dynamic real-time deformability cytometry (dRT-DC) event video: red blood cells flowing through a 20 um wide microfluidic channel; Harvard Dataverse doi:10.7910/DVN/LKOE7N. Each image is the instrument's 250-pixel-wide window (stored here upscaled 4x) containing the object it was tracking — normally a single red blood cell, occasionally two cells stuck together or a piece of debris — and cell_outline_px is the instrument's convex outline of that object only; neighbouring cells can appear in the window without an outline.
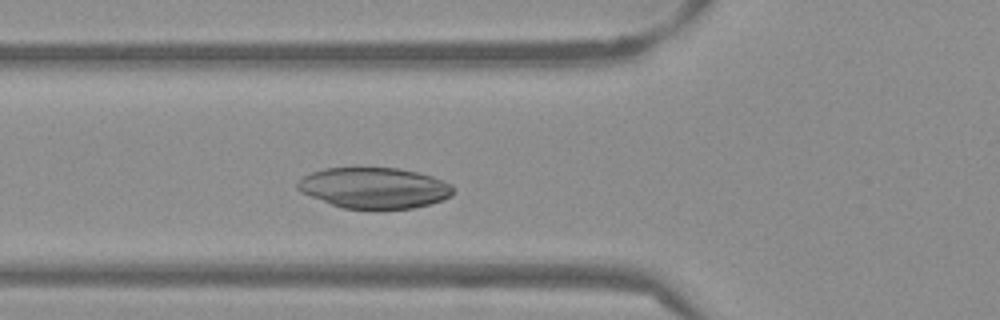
{"species": "Egyptian fruit bat (a non-hibernating species)", "species_latin": "Rousettus aegyptiacus", "temperature_condition": "warm", "stored_images_in_passage": 47, "camera_frame_rate_fps": 3000, "um_per_image_px": 0.085, "frame": {"image": 1, "passage_image": 13, "time_ms": 4.0, "image_size_px": [1000, 320], "cell_outline_px": [[452, 196], [444, 200], [412, 208], [344, 208], [332, 204], [300, 192], [296, 188], [296, 184], [304, 176], [312, 172], [324, 168], [400, 168], [432, 176], [452, 184]], "centroid_in_image_um": [31.82, 15.96], "position_along_channel_um": 94.0, "area_um2": 36.7}}
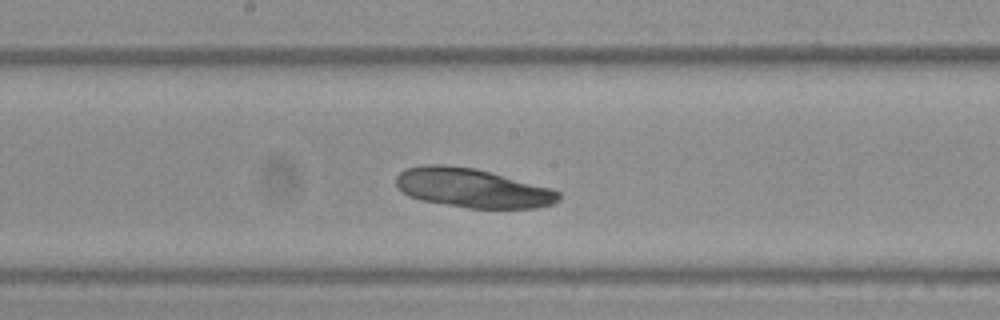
{"frame": {"image": 2, "passage_image": 22, "time_ms": 7.0, "image_size_px": [1000, 320], "cell_outline_px": [[560, 200], [552, 204], [536, 208], [468, 208], [420, 200], [408, 196], [396, 184], [396, 176], [404, 168], [424, 164], [444, 164], [476, 168], [492, 172], [552, 188], [560, 192]], "centroid_in_image_um": [40.15, 15.97], "position_along_channel_um": 208.0, "area_um2": 37.4}}
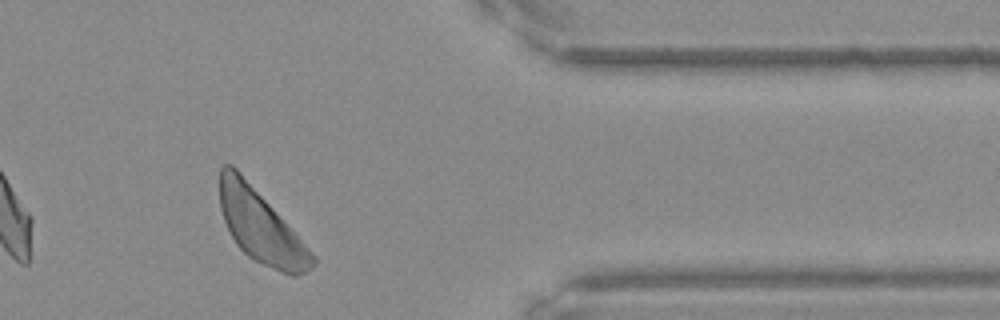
{"frame": {"image": 3, "passage_image": 38, "time_ms": 12.333, "image_size_px": [1000, 320], "cell_outline_px": [[316, 264], [312, 268], [296, 276], [292, 276], [264, 264], [248, 256], [236, 244], [224, 220], [220, 208], [220, 168], [224, 164], [232, 164], [240, 172], [316, 256]], "centroid_in_image_um": [22.15, 19.25], "position_along_channel_um": 389.2, "area_um2": 38.26}}